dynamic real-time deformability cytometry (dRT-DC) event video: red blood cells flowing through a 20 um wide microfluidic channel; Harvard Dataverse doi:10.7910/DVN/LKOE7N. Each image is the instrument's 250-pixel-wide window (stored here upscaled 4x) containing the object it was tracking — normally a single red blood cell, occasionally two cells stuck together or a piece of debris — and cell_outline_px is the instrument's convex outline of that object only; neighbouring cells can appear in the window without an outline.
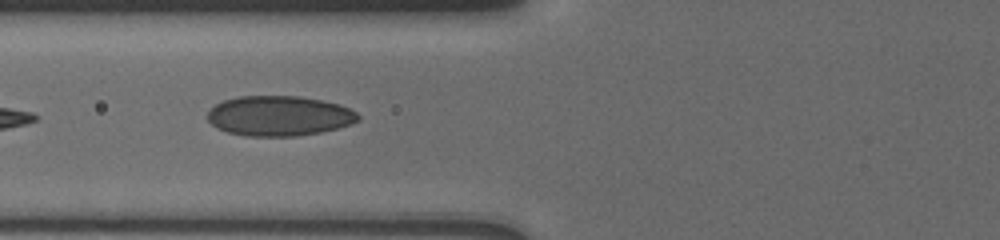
{"species": "human", "species_latin": "Homo sapiens", "temperature_condition": "cold", "stored_images_in_passage": 7, "camera_frame_rate_fps": 3000, "um_per_image_px": 0.085, "donor": {"sex": "male"}, "frame": {"image": 1, "passage_image": 6, "time_ms": 1.0, "image_size_px": [1000, 240], "cell_outline_px": [[360, 120], [336, 128], [320, 132], [296, 136], [244, 136], [228, 132], [216, 128], [208, 120], [208, 112], [216, 104], [224, 100], [240, 96], [300, 96], [340, 104], [356, 112], [360, 116]], "centroid_in_image_um": [23.72, 9.85], "position_along_channel_um": 102.1, "area_um2": 35.03}}